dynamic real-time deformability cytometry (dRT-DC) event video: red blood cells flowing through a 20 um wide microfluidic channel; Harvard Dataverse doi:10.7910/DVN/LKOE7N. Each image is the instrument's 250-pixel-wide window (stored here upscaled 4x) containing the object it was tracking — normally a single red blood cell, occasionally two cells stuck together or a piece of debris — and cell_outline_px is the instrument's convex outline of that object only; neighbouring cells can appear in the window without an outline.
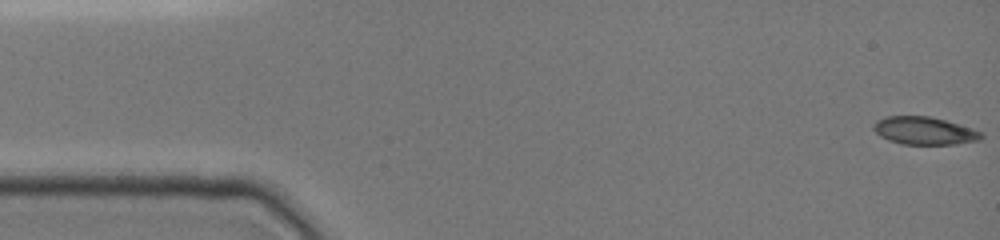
{"species": "common noctule bat (a hibernating species)", "species_latin": "Nyctalus noctula", "temperature_condition": "cold", "stored_images_in_passage": 22, "camera_frame_rate_fps": 3000, "um_per_image_px": 0.085, "animal": {"sex": "female", "body_mass_g": 19.0, "forearm_length_mm": 51.5}, "frame": {"image": 1, "passage_image": 1, "time_ms": 0.0, "image_size_px": [1000, 240], "cell_outline_px": [[984, 136], [980, 140], [956, 144], [900, 144], [888, 140], [880, 136], [872, 128], [872, 124], [876, 120], [888, 116], [928, 116], [944, 120], [972, 128], [980, 132]], "centroid_in_image_um": [78.53, 11.11], "position_along_channel_um": 6.5, "area_um2": 17.4}}
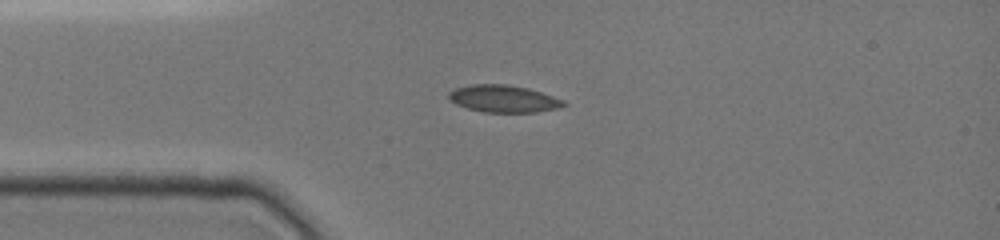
{"frame": {"image": 2, "passage_image": 16, "time_ms": 3.667, "image_size_px": [1000, 240], "cell_outline_px": [[568, 104], [560, 108], [536, 112], [484, 112], [468, 108], [456, 104], [448, 96], [448, 92], [456, 88], [472, 84], [504, 84], [528, 88], [564, 100]], "centroid_in_image_um": [42.82, 8.39], "position_along_channel_um": 42.2, "area_um2": 18.09}}
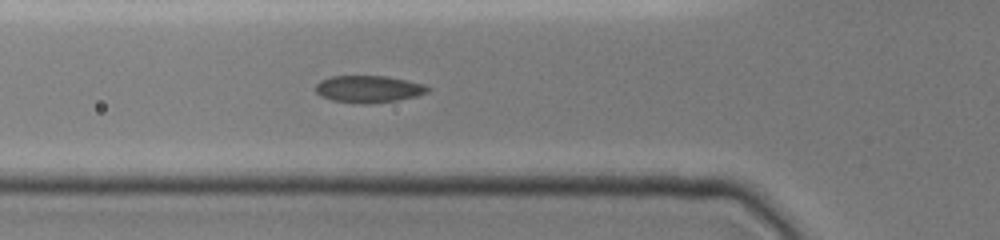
{"frame": {"image": 3, "passage_image": 22, "time_ms": 5.333, "image_size_px": [1000, 240], "cell_outline_px": [[432, 88], [428, 92], [416, 96], [396, 100], [364, 104], [360, 104], [332, 100], [320, 96], [316, 92], [316, 84], [320, 80], [332, 76], [388, 76], [424, 84]], "centroid_in_image_um": [31.33, 7.56], "position_along_channel_um": 94.5, "area_um2": 17.69}}